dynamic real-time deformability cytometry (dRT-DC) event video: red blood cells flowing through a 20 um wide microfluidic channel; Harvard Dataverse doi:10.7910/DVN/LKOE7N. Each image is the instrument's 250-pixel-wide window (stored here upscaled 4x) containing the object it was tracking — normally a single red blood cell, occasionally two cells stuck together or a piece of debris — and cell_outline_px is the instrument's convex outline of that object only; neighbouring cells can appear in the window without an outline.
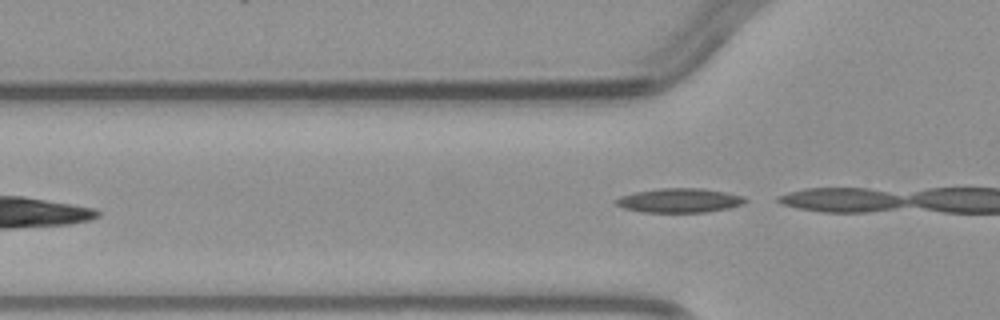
{"species": "common noctule bat (a hibernating species)", "species_latin": "Nyctalus noctula", "temperature_condition": "warm", "stored_images_in_passage": 5, "camera_frame_rate_fps": 3000, "um_per_image_px": 0.085, "animal": {"sex": "male", "body_mass_g": 23.1, "forearm_length_mm": 52.7}, "frame": {"image": 1, "passage_image": 4, "time_ms": 3.667, "image_size_px": [1000, 320], "cell_outline_px": [[748, 200], [744, 204], [728, 208], [704, 212], [644, 212], [624, 208], [616, 204], [616, 200], [620, 196], [636, 192], [660, 188], [700, 188], [724, 192], [744, 196]], "centroid_in_image_um": [57.78, 17.03], "position_along_channel_um": 68.0, "area_um2": 18.09}}